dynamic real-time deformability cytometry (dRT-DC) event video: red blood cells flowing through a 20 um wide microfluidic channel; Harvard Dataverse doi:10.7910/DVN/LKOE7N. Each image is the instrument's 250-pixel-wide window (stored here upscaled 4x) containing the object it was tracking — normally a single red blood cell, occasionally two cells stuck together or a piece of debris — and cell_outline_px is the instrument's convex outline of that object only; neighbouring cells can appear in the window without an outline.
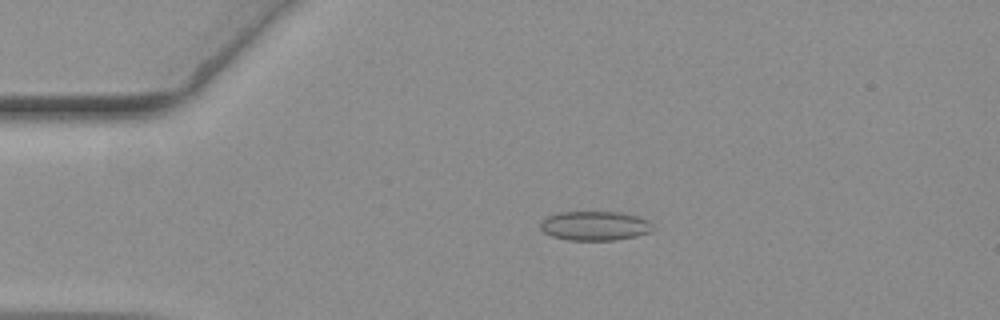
{"species": "common noctule bat (a hibernating species)", "species_latin": "Nyctalus noctula", "temperature_condition": "warm", "stored_images_in_passage": 30, "camera_frame_rate_fps": 3000, "um_per_image_px": 0.085, "animal": {"sex": "female", "body_mass_g": 19.3, "forearm_length_mm": 54.1}, "frame": {"image": 1, "passage_image": 12, "time_ms": 3.667, "image_size_px": [1000, 320], "cell_outline_px": [[656, 228], [652, 232], [636, 236], [616, 240], [568, 240], [552, 236], [544, 232], [540, 228], [540, 220], [548, 216], [560, 212], [620, 212], [636, 216], [648, 220]], "centroid_in_image_um": [50.58, 19.2], "position_along_channel_um": 34.4, "area_um2": 19.36}}
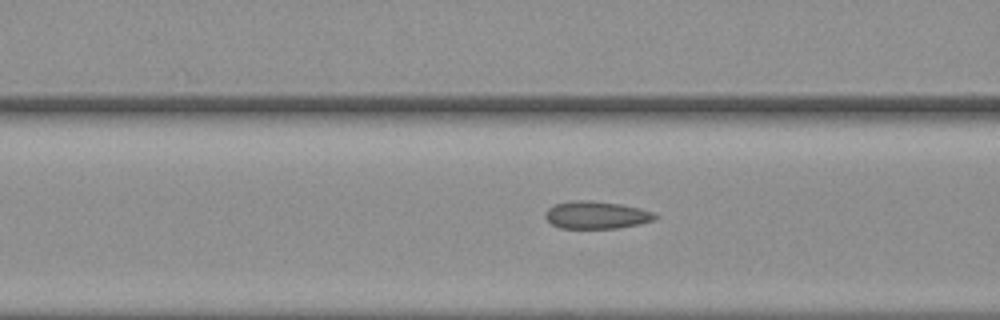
{"frame": {"image": 2, "passage_image": 22, "time_ms": 7.0, "image_size_px": [1000, 320], "cell_outline_px": [[660, 216], [656, 220], [640, 224], [620, 228], [560, 228], [552, 224], [544, 216], [544, 212], [548, 208], [556, 204], [572, 200], [588, 200], [620, 204], [640, 208], [656, 212]], "centroid_in_image_um": [50.75, 18.28], "position_along_channel_um": 115.9, "area_um2": 17.86}}
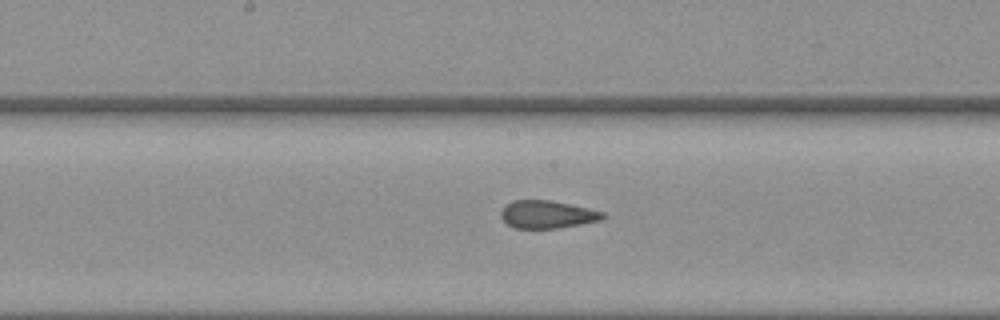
{"frame": {"image": 3, "passage_image": 29, "time_ms": 9.333, "image_size_px": [1000, 320], "cell_outline_px": [[608, 216], [604, 220], [556, 228], [516, 228], [508, 224], [500, 216], [500, 212], [512, 200], [552, 200], [572, 204], [604, 212]], "centroid_in_image_um": [46.58, 18.22], "position_along_channel_um": 201.6, "area_um2": 16.53}}